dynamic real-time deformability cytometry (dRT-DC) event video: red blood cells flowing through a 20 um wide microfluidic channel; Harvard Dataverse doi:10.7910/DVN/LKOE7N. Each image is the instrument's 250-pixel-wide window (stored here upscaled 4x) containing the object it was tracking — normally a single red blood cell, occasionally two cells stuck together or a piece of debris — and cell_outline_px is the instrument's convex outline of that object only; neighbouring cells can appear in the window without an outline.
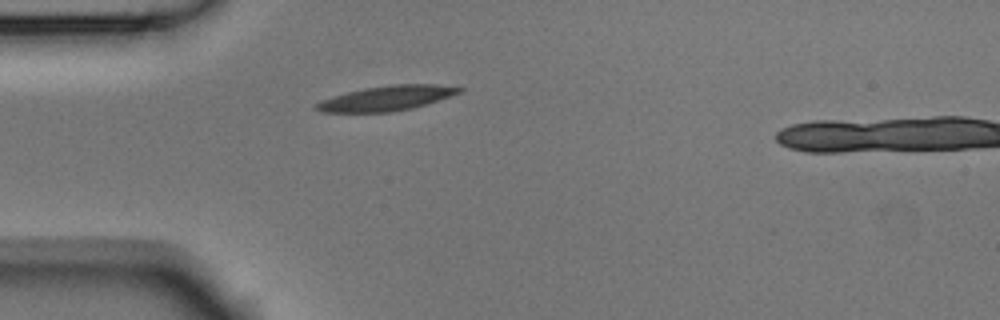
{"species": "Egyptian fruit bat (a non-hibernating species)", "species_latin": "Rousettus aegyptiacus", "temperature_condition": "room temperature", "stored_images_in_passage": 3, "camera_frame_rate_fps": 3000, "um_per_image_px": 0.085, "animal": {"sex": "male"}, "frame": {"image": 1, "passage_image": 1, "time_ms": 0.0, "image_size_px": [1000, 320], "cell_outline_px": [[464, 88], [460, 92], [412, 108], [392, 112], [320, 112], [312, 108], [316, 104], [332, 96], [364, 88], [392, 84], [436, 84]], "centroid_in_image_um": [32.81, 8.35], "position_along_channel_um": 52.2, "area_um2": 20.4}}